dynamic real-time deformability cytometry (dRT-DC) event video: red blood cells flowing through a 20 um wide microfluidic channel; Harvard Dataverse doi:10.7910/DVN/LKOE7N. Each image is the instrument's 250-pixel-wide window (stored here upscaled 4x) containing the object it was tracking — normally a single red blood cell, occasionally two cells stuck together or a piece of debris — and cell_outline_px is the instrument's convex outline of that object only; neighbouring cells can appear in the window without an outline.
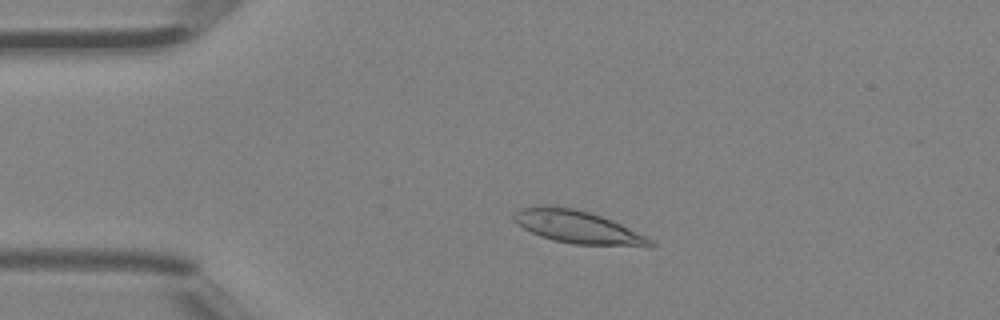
{"species": "Egyptian fruit bat (a non-hibernating species)", "species_latin": "Rousettus aegyptiacus", "temperature_condition": "room temperature", "stored_images_in_passage": 41, "camera_frame_rate_fps": 3000, "um_per_image_px": 0.085, "animal": {"sex": "female"}, "frame": {"image": 1, "passage_image": 9, "time_ms": 2.667, "image_size_px": [1000, 320], "cell_outline_px": [[656, 244], [652, 248], [648, 248], [572, 244], [552, 240], [540, 236], [516, 224], [512, 220], [512, 212], [520, 208], [540, 204], [548, 204], [572, 208], [588, 212], [612, 220], [652, 240]], "centroid_in_image_um": [49.07, 19.31], "position_along_channel_um": 35.9, "area_um2": 26.65}}
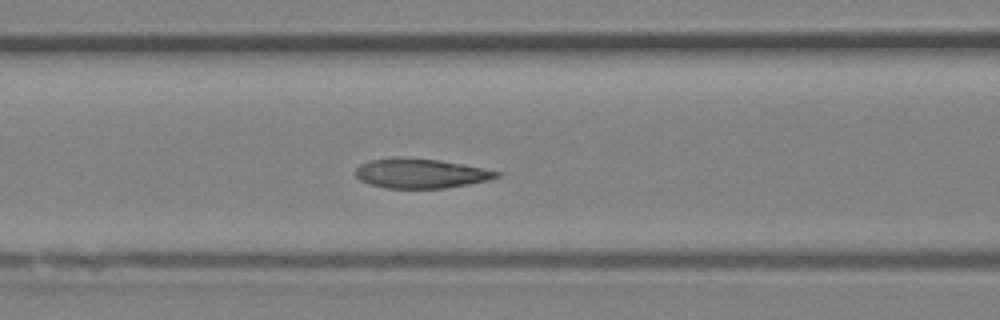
{"frame": {"image": 2, "passage_image": 18, "time_ms": 5.667, "image_size_px": [1000, 320], "cell_outline_px": [[504, 172], [500, 176], [488, 180], [468, 184], [444, 188], [384, 188], [368, 184], [360, 180], [352, 172], [360, 164], [372, 160], [440, 160], [464, 164]], "centroid_in_image_um": [35.81, 14.78], "position_along_channel_um": 130.8, "area_um2": 23.7}}
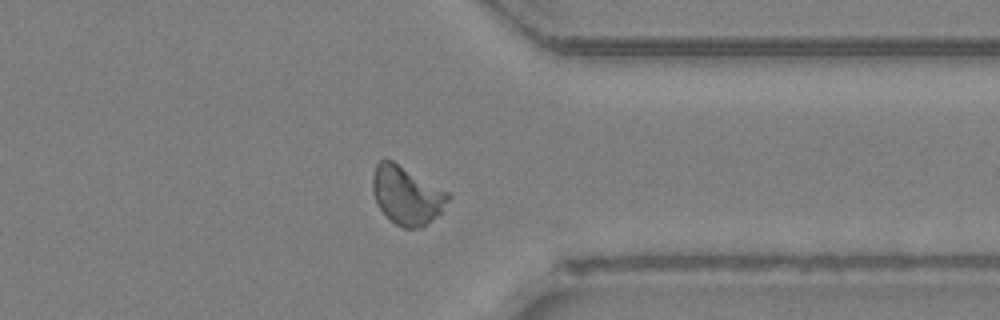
{"frame": {"image": 3, "passage_image": 35, "time_ms": 11.333, "image_size_px": [1000, 320], "cell_outline_px": [[452, 196], [440, 212], [420, 228], [404, 228], [396, 224], [380, 208], [372, 192], [372, 176], [376, 164], [380, 160], [392, 160], [448, 192]], "centroid_in_image_um": [34.56, 16.58], "position_along_channel_um": 376.8, "area_um2": 25.14}, "authors_computed_cell_mechanics": {"area_um2": 24.9118, "velocity_mm_per_s": 4.4199, "shape_relaxation_time_tau1_ms": 5.7494, "shape_relaxation_time_tau2_ms": 1.5296, "deformation_change_tau1": 0.1897, "deformation_change_tau2": 0.0635}}